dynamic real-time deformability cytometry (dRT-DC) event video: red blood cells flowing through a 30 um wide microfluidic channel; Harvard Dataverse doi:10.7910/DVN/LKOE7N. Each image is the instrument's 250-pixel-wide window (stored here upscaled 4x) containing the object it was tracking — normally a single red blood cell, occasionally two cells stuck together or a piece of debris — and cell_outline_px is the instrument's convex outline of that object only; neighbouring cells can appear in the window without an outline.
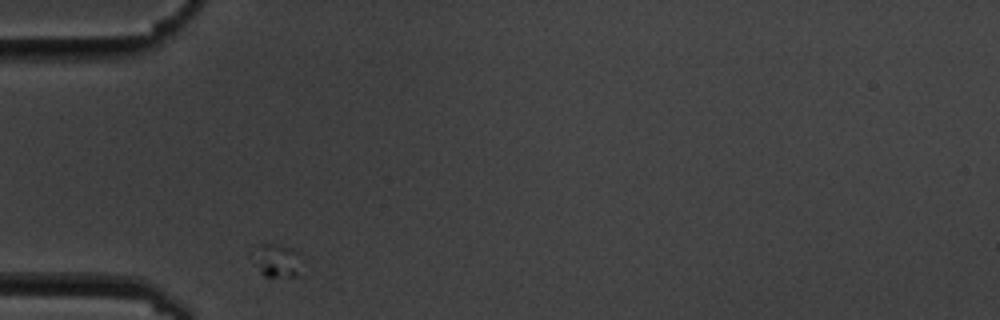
{"species": "common noctule bat (a hibernating species)", "species_latin": "Nyctalus noctula", "temperature_condition": "cold", "stored_images_in_passage": 5, "camera_frame_rate_fps": 3000, "um_per_image_px": 0.085, "animal": {"sex": "male", "body_mass_g": 19.5, "forearm_length_mm": 54.6}, "frame": {"image": 1, "passage_image": 1, "time_ms": 0.0, "image_size_px": [1000, 320], "cell_outline_px": [[300, 276], [264, 276], [260, 272], [248, 256], [256, 244], [280, 244], [292, 248], [300, 252]], "centroid_in_image_um": [23.47, 22.11], "position_along_channel_um": 61.5, "area_um2": 10.06}}
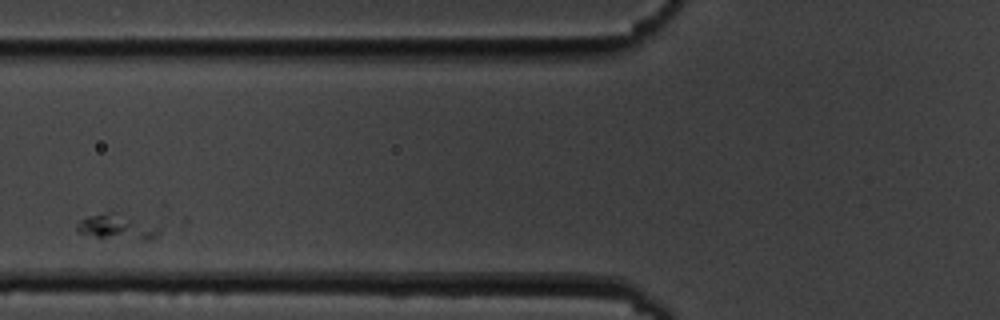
{"frame": {"image": 2, "passage_image": 2, "time_ms": 2.0, "image_size_px": [1000, 320], "cell_outline_px": [[160, 236], [148, 240], [144, 240], [96, 236], [76, 232], [76, 224], [80, 220], [88, 216], [112, 208], [160, 228]], "centroid_in_image_um": [9.94, 19.23], "position_along_channel_um": 115.9, "area_um2": 12.54}}